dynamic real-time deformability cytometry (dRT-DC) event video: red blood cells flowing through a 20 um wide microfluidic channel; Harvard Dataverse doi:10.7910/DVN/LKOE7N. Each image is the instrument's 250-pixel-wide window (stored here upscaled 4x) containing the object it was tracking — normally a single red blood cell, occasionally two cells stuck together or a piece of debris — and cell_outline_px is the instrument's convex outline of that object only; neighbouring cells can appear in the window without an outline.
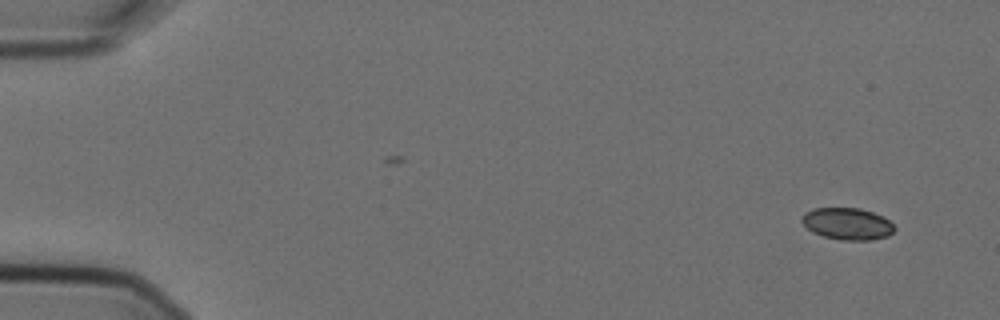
{"species": "Egyptian fruit bat (a non-hibernating species)", "species_latin": "Rousettus aegyptiacus", "temperature_condition": "cold", "stored_images_in_passage": 6, "camera_frame_rate_fps": 3000, "um_per_image_px": 0.085, "animal": {"sex": "female"}, "frame": {"image": 1, "passage_image": 1, "time_ms": 0.0, "image_size_px": [1000, 320], "cell_outline_px": [[896, 228], [888, 236], [872, 240], [840, 240], [824, 236], [812, 232], [800, 220], [800, 216], [804, 212], [812, 208], [860, 208], [872, 212], [888, 220]], "centroid_in_image_um": [71.99, 19.02], "position_along_channel_um": 13.0, "area_um2": 17.22}}
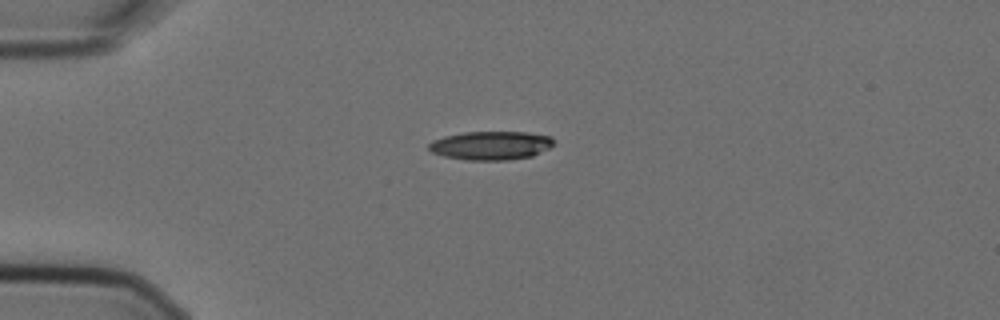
{"frame": {"image": 2, "passage_image": 6, "time_ms": 1.667, "image_size_px": [1000, 320], "cell_outline_px": [[556, 140], [548, 148], [532, 156], [508, 160], [468, 160], [444, 156], [432, 152], [428, 148], [428, 144], [432, 140], [444, 136], [464, 132], [528, 132], [552, 136]], "centroid_in_image_um": [41.73, 12.36], "position_along_channel_um": 43.3, "area_um2": 20.92}}